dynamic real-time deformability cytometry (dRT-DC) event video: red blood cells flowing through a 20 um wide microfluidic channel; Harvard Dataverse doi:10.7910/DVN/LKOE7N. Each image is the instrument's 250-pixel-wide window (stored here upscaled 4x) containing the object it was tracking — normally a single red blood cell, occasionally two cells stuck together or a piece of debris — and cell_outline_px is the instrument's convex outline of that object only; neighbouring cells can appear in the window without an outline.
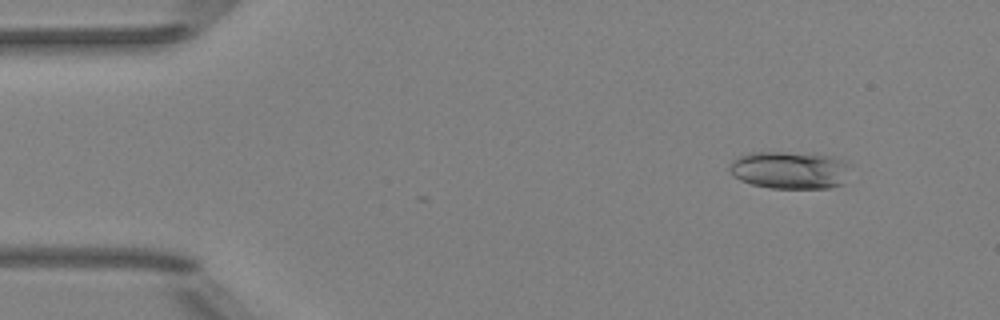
{"species": "Egyptian fruit bat (a non-hibernating species)", "species_latin": "Rousettus aegyptiacus", "temperature_condition": "room temperature", "stored_images_in_passage": 3, "camera_frame_rate_fps": 3000, "um_per_image_px": 0.085, "animal": {"sex": "female"}, "frame": {"image": 1, "passage_image": 1, "time_ms": 0.0, "image_size_px": [1000, 320], "cell_outline_px": [[852, 164], [844, 184], [832, 188], [768, 188], [752, 184], [740, 180], [728, 168], [728, 164], [732, 160], [740, 156], [752, 152], [784, 152], [832, 156], [844, 160]], "centroid_in_image_um": [67.18, 14.46], "position_along_channel_um": 17.8, "area_um2": 26.7}}
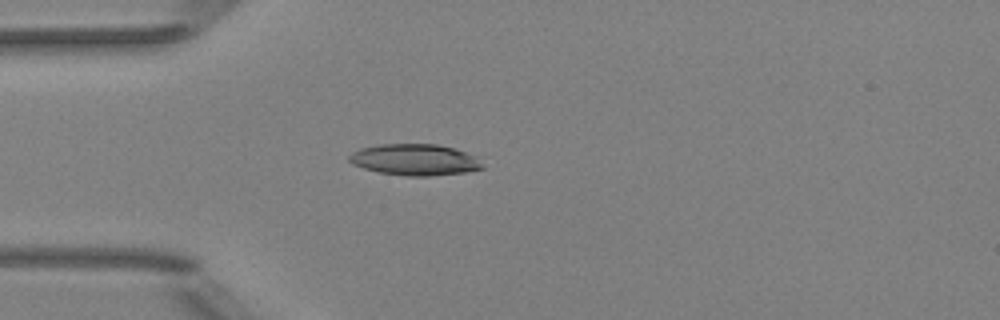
{"frame": {"image": 2, "passage_image": 3, "time_ms": 3.0, "image_size_px": [1000, 320], "cell_outline_px": [[484, 168], [464, 172], [428, 176], [408, 176], [380, 172], [364, 168], [352, 164], [348, 160], [348, 156], [352, 152], [360, 148], [380, 144], [436, 144], [452, 148], [476, 156], [484, 164]], "centroid_in_image_um": [35.25, 13.57], "position_along_channel_um": 49.8, "area_um2": 24.22}}